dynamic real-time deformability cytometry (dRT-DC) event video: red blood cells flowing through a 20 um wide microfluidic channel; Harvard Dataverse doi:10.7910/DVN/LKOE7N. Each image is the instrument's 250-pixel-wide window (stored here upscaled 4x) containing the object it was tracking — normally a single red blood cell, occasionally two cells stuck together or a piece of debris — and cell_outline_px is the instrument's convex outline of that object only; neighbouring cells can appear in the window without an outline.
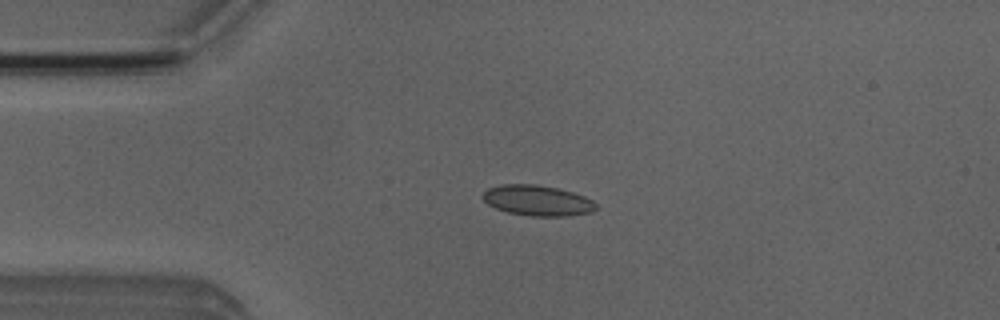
{"species": "Egyptian fruit bat (a non-hibernating species)", "species_latin": "Rousettus aegyptiacus", "temperature_condition": "room temperature", "stored_images_in_passage": 4, "camera_frame_rate_fps": 3000, "um_per_image_px": 0.085, "animal": {"sex": "male"}, "frame": {"image": 1, "passage_image": 3, "time_ms": 2.333, "image_size_px": [1000, 320], "cell_outline_px": [[596, 208], [592, 212], [568, 216], [532, 216], [508, 212], [496, 208], [488, 204], [480, 196], [488, 188], [500, 184], [536, 184], [556, 188], [572, 192], [584, 196], [592, 200], [596, 204]], "centroid_in_image_um": [45.66, 17.04], "position_along_channel_um": 39.3, "area_um2": 20.11}}